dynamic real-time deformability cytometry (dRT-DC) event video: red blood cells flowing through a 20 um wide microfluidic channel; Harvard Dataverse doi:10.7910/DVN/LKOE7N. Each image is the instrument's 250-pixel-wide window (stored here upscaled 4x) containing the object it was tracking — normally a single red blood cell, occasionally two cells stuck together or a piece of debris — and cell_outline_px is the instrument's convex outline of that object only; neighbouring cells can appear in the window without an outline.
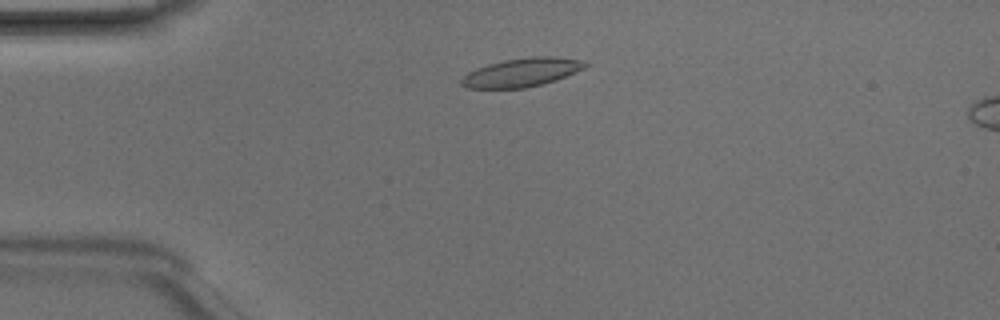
{"species": "Egyptian fruit bat (a non-hibernating species)", "species_latin": "Rousettus aegyptiacus", "temperature_condition": "room temperature", "stored_images_in_passage": 45, "camera_frame_rate_fps": 3000, "um_per_image_px": 0.085, "animal": {"sex": "male"}, "frame": {"image": 1, "passage_image": 8, "time_ms": 2.333, "image_size_px": [1000, 320], "cell_outline_px": [[588, 64], [584, 68], [556, 80], [544, 84], [524, 88], [468, 88], [460, 84], [460, 80], [468, 72], [476, 68], [488, 64], [504, 60], [532, 56], [556, 56], [584, 60]], "centroid_in_image_um": [44.36, 6.15], "position_along_channel_um": 40.6, "area_um2": 20.69}}
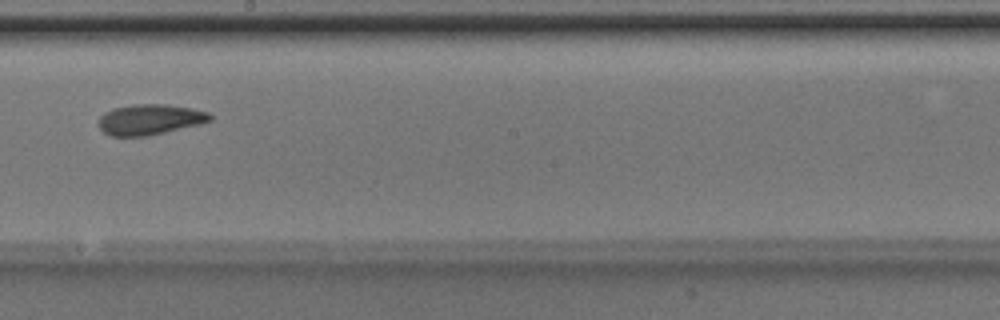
{"frame": {"image": 2, "passage_image": 24, "time_ms": 7.667, "image_size_px": [1000, 320], "cell_outline_px": [[212, 120], [200, 124], [148, 136], [108, 136], [100, 128], [100, 116], [104, 112], [112, 108], [132, 104], [164, 104], [192, 108], [208, 112], [212, 116]], "centroid_in_image_um": [12.73, 10.15], "position_along_channel_um": 235.5, "area_um2": 19.88}}
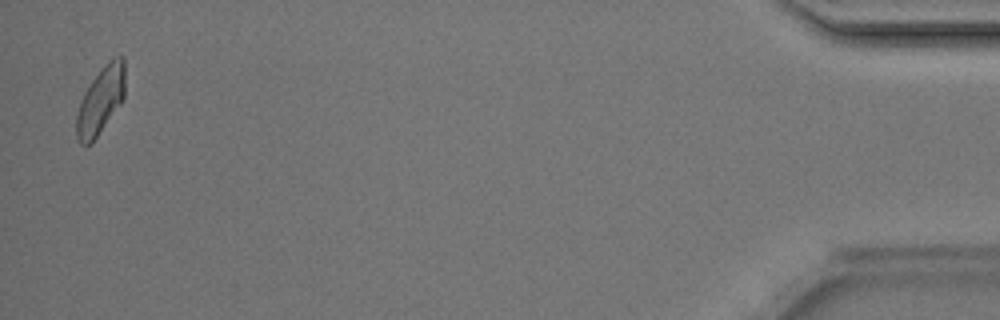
{"frame": {"image": 3, "passage_image": 44, "time_ms": 14.333, "image_size_px": [1000, 320], "cell_outline_px": [[124, 96], [120, 104], [92, 144], [80, 144], [76, 136], [76, 116], [80, 100], [84, 92], [92, 80], [104, 64], [108, 60], [116, 56], [124, 56]], "centroid_in_image_um": [8.54, 8.54], "position_along_channel_um": 426.7, "area_um2": 19.02}, "authors_computed_cell_mechanics": {"area_um2": 19.5942, "velocity_mm_per_s": 4.199, "shape_relaxation_time_tau1_ms": 2.6978, "shape_relaxation_time_tau2_ms": 2.0065, "deformation_change_tau1": 0.1234, "deformation_change_tau2": 0.0886}}